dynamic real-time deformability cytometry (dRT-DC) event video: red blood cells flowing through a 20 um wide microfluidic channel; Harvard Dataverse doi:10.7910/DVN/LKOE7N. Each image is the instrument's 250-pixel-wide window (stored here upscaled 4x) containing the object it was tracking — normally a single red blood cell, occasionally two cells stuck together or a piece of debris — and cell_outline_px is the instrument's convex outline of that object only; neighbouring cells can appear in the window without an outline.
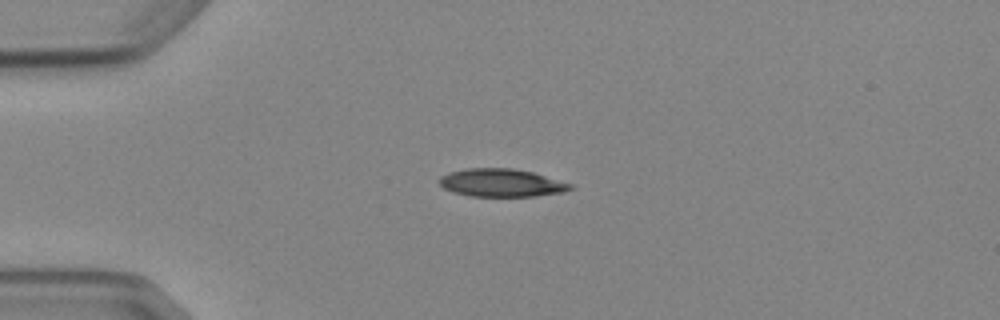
{"species": "Egyptian fruit bat (a non-hibernating species)", "species_latin": "Rousettus aegyptiacus", "temperature_condition": "cold", "stored_images_in_passage": 5, "camera_frame_rate_fps": 3000, "um_per_image_px": 0.085, "animal": {"sex": "female"}, "frame": {"image": 1, "passage_image": 1, "time_ms": 0.0, "image_size_px": [1000, 320], "cell_outline_px": [[576, 188], [564, 192], [532, 196], [472, 196], [452, 192], [444, 188], [440, 184], [440, 176], [448, 172], [464, 168], [512, 168], [532, 172], [572, 184]], "centroid_in_image_um": [42.61, 15.53], "position_along_channel_um": 42.4, "area_um2": 21.33}}
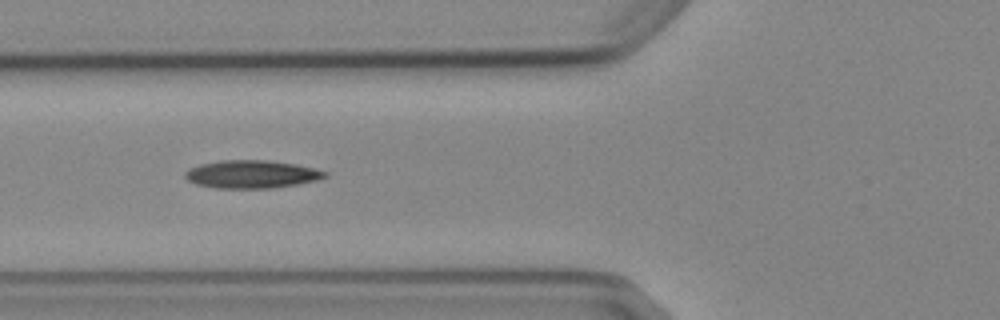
{"frame": {"image": 2, "passage_image": 3, "time_ms": 2.333, "image_size_px": [1000, 320], "cell_outline_px": [[328, 176], [316, 180], [296, 184], [272, 188], [216, 188], [196, 184], [188, 180], [184, 176], [184, 172], [188, 168], [200, 164], [220, 160], [264, 160], [296, 164], [328, 172]], "centroid_in_image_um": [21.35, 14.81], "position_along_channel_um": 104.5, "area_um2": 22.72}}